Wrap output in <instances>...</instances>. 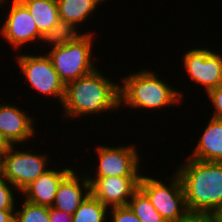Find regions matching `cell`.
I'll return each instance as SVG.
<instances>
[{
    "mask_svg": "<svg viewBox=\"0 0 222 222\" xmlns=\"http://www.w3.org/2000/svg\"><path fill=\"white\" fill-rule=\"evenodd\" d=\"M104 75L97 67L65 86L62 108L66 118H80L91 114L97 116L120 108L118 83L121 82H112V79Z\"/></svg>",
    "mask_w": 222,
    "mask_h": 222,
    "instance_id": "cell-1",
    "label": "cell"
},
{
    "mask_svg": "<svg viewBox=\"0 0 222 222\" xmlns=\"http://www.w3.org/2000/svg\"><path fill=\"white\" fill-rule=\"evenodd\" d=\"M183 163L176 173L183 185L188 212L215 213L222 206V162L187 157Z\"/></svg>",
    "mask_w": 222,
    "mask_h": 222,
    "instance_id": "cell-2",
    "label": "cell"
},
{
    "mask_svg": "<svg viewBox=\"0 0 222 222\" xmlns=\"http://www.w3.org/2000/svg\"><path fill=\"white\" fill-rule=\"evenodd\" d=\"M129 74L120 80L123 84L119 83L120 108L154 111L182 103V90L169 86L155 71L142 68Z\"/></svg>",
    "mask_w": 222,
    "mask_h": 222,
    "instance_id": "cell-3",
    "label": "cell"
},
{
    "mask_svg": "<svg viewBox=\"0 0 222 222\" xmlns=\"http://www.w3.org/2000/svg\"><path fill=\"white\" fill-rule=\"evenodd\" d=\"M93 37L92 33H84L66 46L46 51L65 86L79 77L91 73L98 67L95 64V55L92 51Z\"/></svg>",
    "mask_w": 222,
    "mask_h": 222,
    "instance_id": "cell-4",
    "label": "cell"
},
{
    "mask_svg": "<svg viewBox=\"0 0 222 222\" xmlns=\"http://www.w3.org/2000/svg\"><path fill=\"white\" fill-rule=\"evenodd\" d=\"M170 182L141 175L139 189L166 222H179L187 213L183 185L179 175L166 177ZM165 183H168L167 185Z\"/></svg>",
    "mask_w": 222,
    "mask_h": 222,
    "instance_id": "cell-5",
    "label": "cell"
},
{
    "mask_svg": "<svg viewBox=\"0 0 222 222\" xmlns=\"http://www.w3.org/2000/svg\"><path fill=\"white\" fill-rule=\"evenodd\" d=\"M15 146L9 145L1 156V169L2 178L6 179L20 193L48 170L50 159L44 153L38 154L37 151V154L36 152L34 154V151L31 150L24 151L23 146L20 150Z\"/></svg>",
    "mask_w": 222,
    "mask_h": 222,
    "instance_id": "cell-6",
    "label": "cell"
},
{
    "mask_svg": "<svg viewBox=\"0 0 222 222\" xmlns=\"http://www.w3.org/2000/svg\"><path fill=\"white\" fill-rule=\"evenodd\" d=\"M20 53L15 56L16 61L29 87L37 91V93L43 94V96L56 97L57 100L59 99L57 102H60L62 105L65 85L61 82L47 53L39 55Z\"/></svg>",
    "mask_w": 222,
    "mask_h": 222,
    "instance_id": "cell-7",
    "label": "cell"
},
{
    "mask_svg": "<svg viewBox=\"0 0 222 222\" xmlns=\"http://www.w3.org/2000/svg\"><path fill=\"white\" fill-rule=\"evenodd\" d=\"M135 145L105 146L96 148L97 168L95 177L141 176L140 156Z\"/></svg>",
    "mask_w": 222,
    "mask_h": 222,
    "instance_id": "cell-8",
    "label": "cell"
},
{
    "mask_svg": "<svg viewBox=\"0 0 222 222\" xmlns=\"http://www.w3.org/2000/svg\"><path fill=\"white\" fill-rule=\"evenodd\" d=\"M184 69L191 81L201 85L207 94L222 83V55L209 48H191L182 56Z\"/></svg>",
    "mask_w": 222,
    "mask_h": 222,
    "instance_id": "cell-9",
    "label": "cell"
},
{
    "mask_svg": "<svg viewBox=\"0 0 222 222\" xmlns=\"http://www.w3.org/2000/svg\"><path fill=\"white\" fill-rule=\"evenodd\" d=\"M10 9L6 10L7 14L4 23L0 27V35L3 40L18 49L25 44L31 45L35 41L42 40V34L38 31L37 25L31 16L27 7L20 0H11Z\"/></svg>",
    "mask_w": 222,
    "mask_h": 222,
    "instance_id": "cell-10",
    "label": "cell"
},
{
    "mask_svg": "<svg viewBox=\"0 0 222 222\" xmlns=\"http://www.w3.org/2000/svg\"><path fill=\"white\" fill-rule=\"evenodd\" d=\"M86 174L90 182V192L108 208L126 206L132 195L139 189L141 176H109L91 177Z\"/></svg>",
    "mask_w": 222,
    "mask_h": 222,
    "instance_id": "cell-11",
    "label": "cell"
},
{
    "mask_svg": "<svg viewBox=\"0 0 222 222\" xmlns=\"http://www.w3.org/2000/svg\"><path fill=\"white\" fill-rule=\"evenodd\" d=\"M35 120L16 104H0V134L8 145L24 144L35 137Z\"/></svg>",
    "mask_w": 222,
    "mask_h": 222,
    "instance_id": "cell-12",
    "label": "cell"
},
{
    "mask_svg": "<svg viewBox=\"0 0 222 222\" xmlns=\"http://www.w3.org/2000/svg\"><path fill=\"white\" fill-rule=\"evenodd\" d=\"M72 169L60 182L52 208L71 215L79 208L81 203L90 195V182L86 174L81 178Z\"/></svg>",
    "mask_w": 222,
    "mask_h": 222,
    "instance_id": "cell-13",
    "label": "cell"
},
{
    "mask_svg": "<svg viewBox=\"0 0 222 222\" xmlns=\"http://www.w3.org/2000/svg\"><path fill=\"white\" fill-rule=\"evenodd\" d=\"M73 168H60L48 170L33 181L26 189H24L20 195H24V200L41 206L51 207L57 188L62 179L72 170Z\"/></svg>",
    "mask_w": 222,
    "mask_h": 222,
    "instance_id": "cell-14",
    "label": "cell"
},
{
    "mask_svg": "<svg viewBox=\"0 0 222 222\" xmlns=\"http://www.w3.org/2000/svg\"><path fill=\"white\" fill-rule=\"evenodd\" d=\"M189 158L222 162V120L211 117Z\"/></svg>",
    "mask_w": 222,
    "mask_h": 222,
    "instance_id": "cell-15",
    "label": "cell"
},
{
    "mask_svg": "<svg viewBox=\"0 0 222 222\" xmlns=\"http://www.w3.org/2000/svg\"><path fill=\"white\" fill-rule=\"evenodd\" d=\"M103 1L105 0H57L59 18L78 28L92 17Z\"/></svg>",
    "mask_w": 222,
    "mask_h": 222,
    "instance_id": "cell-16",
    "label": "cell"
},
{
    "mask_svg": "<svg viewBox=\"0 0 222 222\" xmlns=\"http://www.w3.org/2000/svg\"><path fill=\"white\" fill-rule=\"evenodd\" d=\"M29 10L38 31L44 35L60 20L57 0H20Z\"/></svg>",
    "mask_w": 222,
    "mask_h": 222,
    "instance_id": "cell-17",
    "label": "cell"
},
{
    "mask_svg": "<svg viewBox=\"0 0 222 222\" xmlns=\"http://www.w3.org/2000/svg\"><path fill=\"white\" fill-rule=\"evenodd\" d=\"M84 33L92 32H79L78 28L67 21L59 20L50 31L42 36V42L49 45V48L55 49L62 46H66L69 43L74 42Z\"/></svg>",
    "mask_w": 222,
    "mask_h": 222,
    "instance_id": "cell-18",
    "label": "cell"
},
{
    "mask_svg": "<svg viewBox=\"0 0 222 222\" xmlns=\"http://www.w3.org/2000/svg\"><path fill=\"white\" fill-rule=\"evenodd\" d=\"M108 209L90 193L72 215V222H105Z\"/></svg>",
    "mask_w": 222,
    "mask_h": 222,
    "instance_id": "cell-19",
    "label": "cell"
},
{
    "mask_svg": "<svg viewBox=\"0 0 222 222\" xmlns=\"http://www.w3.org/2000/svg\"><path fill=\"white\" fill-rule=\"evenodd\" d=\"M128 206L141 222H166L140 189L132 195Z\"/></svg>",
    "mask_w": 222,
    "mask_h": 222,
    "instance_id": "cell-20",
    "label": "cell"
},
{
    "mask_svg": "<svg viewBox=\"0 0 222 222\" xmlns=\"http://www.w3.org/2000/svg\"><path fill=\"white\" fill-rule=\"evenodd\" d=\"M22 201V208L18 206V210H15V222H50V207Z\"/></svg>",
    "mask_w": 222,
    "mask_h": 222,
    "instance_id": "cell-21",
    "label": "cell"
},
{
    "mask_svg": "<svg viewBox=\"0 0 222 222\" xmlns=\"http://www.w3.org/2000/svg\"><path fill=\"white\" fill-rule=\"evenodd\" d=\"M15 190L17 191L6 179L0 178V210H15Z\"/></svg>",
    "mask_w": 222,
    "mask_h": 222,
    "instance_id": "cell-22",
    "label": "cell"
},
{
    "mask_svg": "<svg viewBox=\"0 0 222 222\" xmlns=\"http://www.w3.org/2000/svg\"><path fill=\"white\" fill-rule=\"evenodd\" d=\"M112 222H141L128 205L109 208Z\"/></svg>",
    "mask_w": 222,
    "mask_h": 222,
    "instance_id": "cell-23",
    "label": "cell"
},
{
    "mask_svg": "<svg viewBox=\"0 0 222 222\" xmlns=\"http://www.w3.org/2000/svg\"><path fill=\"white\" fill-rule=\"evenodd\" d=\"M206 95L209 98L208 101L210 100L214 107L212 117L222 120V83L210 90Z\"/></svg>",
    "mask_w": 222,
    "mask_h": 222,
    "instance_id": "cell-24",
    "label": "cell"
},
{
    "mask_svg": "<svg viewBox=\"0 0 222 222\" xmlns=\"http://www.w3.org/2000/svg\"><path fill=\"white\" fill-rule=\"evenodd\" d=\"M179 222H217L214 213L188 212Z\"/></svg>",
    "mask_w": 222,
    "mask_h": 222,
    "instance_id": "cell-25",
    "label": "cell"
},
{
    "mask_svg": "<svg viewBox=\"0 0 222 222\" xmlns=\"http://www.w3.org/2000/svg\"><path fill=\"white\" fill-rule=\"evenodd\" d=\"M50 222H72V215L50 207Z\"/></svg>",
    "mask_w": 222,
    "mask_h": 222,
    "instance_id": "cell-26",
    "label": "cell"
},
{
    "mask_svg": "<svg viewBox=\"0 0 222 222\" xmlns=\"http://www.w3.org/2000/svg\"><path fill=\"white\" fill-rule=\"evenodd\" d=\"M0 222H15V210H0Z\"/></svg>",
    "mask_w": 222,
    "mask_h": 222,
    "instance_id": "cell-27",
    "label": "cell"
},
{
    "mask_svg": "<svg viewBox=\"0 0 222 222\" xmlns=\"http://www.w3.org/2000/svg\"><path fill=\"white\" fill-rule=\"evenodd\" d=\"M8 147H9L8 143L3 139V137L0 134V157L6 152Z\"/></svg>",
    "mask_w": 222,
    "mask_h": 222,
    "instance_id": "cell-28",
    "label": "cell"
},
{
    "mask_svg": "<svg viewBox=\"0 0 222 222\" xmlns=\"http://www.w3.org/2000/svg\"><path fill=\"white\" fill-rule=\"evenodd\" d=\"M214 214L217 222H222V206Z\"/></svg>",
    "mask_w": 222,
    "mask_h": 222,
    "instance_id": "cell-29",
    "label": "cell"
},
{
    "mask_svg": "<svg viewBox=\"0 0 222 222\" xmlns=\"http://www.w3.org/2000/svg\"><path fill=\"white\" fill-rule=\"evenodd\" d=\"M6 2H8L7 0H0V7L3 6V4H5Z\"/></svg>",
    "mask_w": 222,
    "mask_h": 222,
    "instance_id": "cell-30",
    "label": "cell"
},
{
    "mask_svg": "<svg viewBox=\"0 0 222 222\" xmlns=\"http://www.w3.org/2000/svg\"><path fill=\"white\" fill-rule=\"evenodd\" d=\"M2 177V169H1V157H0V178Z\"/></svg>",
    "mask_w": 222,
    "mask_h": 222,
    "instance_id": "cell-31",
    "label": "cell"
}]
</instances>
